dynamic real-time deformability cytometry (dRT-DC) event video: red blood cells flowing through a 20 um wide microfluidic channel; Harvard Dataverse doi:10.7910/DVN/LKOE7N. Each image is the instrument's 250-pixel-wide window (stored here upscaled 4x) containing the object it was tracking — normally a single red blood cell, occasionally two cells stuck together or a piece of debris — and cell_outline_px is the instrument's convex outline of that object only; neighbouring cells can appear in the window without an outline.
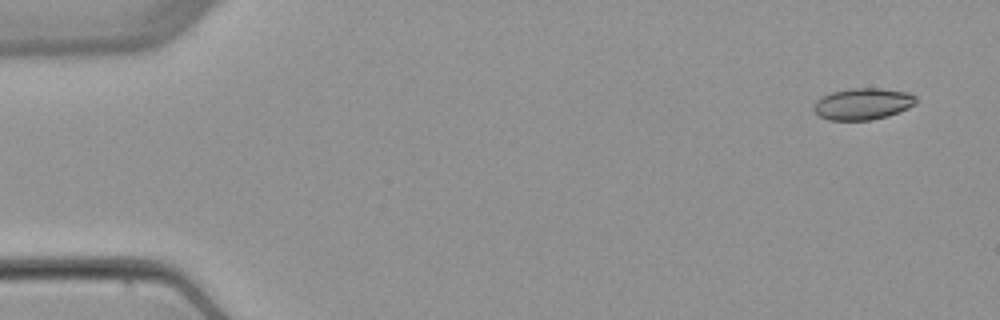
{"species": "common noctule bat (a hibernating species)", "species_latin": "Nyctalus noctula", "temperature_condition": "warm", "stored_images_in_passage": 7, "camera_frame_rate_fps": 3000, "um_per_image_px": 0.085, "animal": {"sex": "female", "body_mass_g": 22.7, "forearm_length_mm": 54.2}, "frame": {"image": 1, "passage_image": 1, "time_ms": 0.0, "image_size_px": [1000, 320], "cell_outline_px": [[916, 104], [908, 108], [888, 116], [872, 120], [828, 120], [820, 116], [812, 108], [816, 100], [820, 96], [832, 92], [852, 88], [880, 88], [912, 92], [916, 96]], "centroid_in_image_um": [73.35, 8.82], "position_along_channel_um": 11.6, "area_um2": 19.07}}
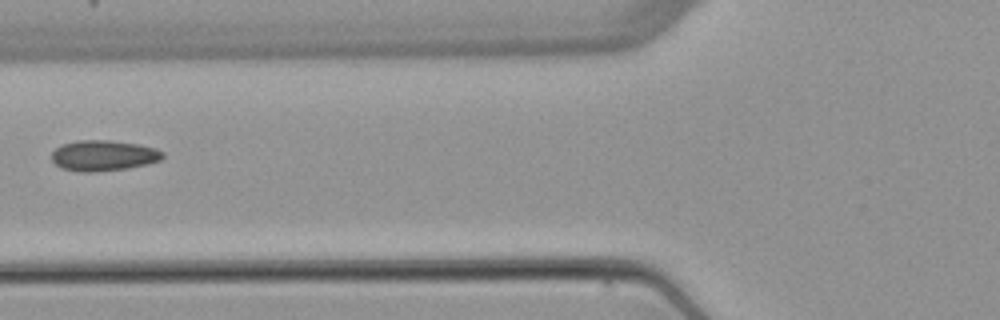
{"frame": {"image": 2, "passage_image": 6, "time_ms": 6.0, "image_size_px": [1000, 320], "cell_outline_px": [[164, 156], [160, 160], [148, 164], [128, 168], [96, 172], [84, 172], [60, 168], [52, 160], [52, 152], [60, 144], [76, 140], [108, 140], [140, 144], [156, 148], [164, 152]], "centroid_in_image_um": [8.8, 13.21], "position_along_channel_um": 117.0, "area_um2": 20.06}}
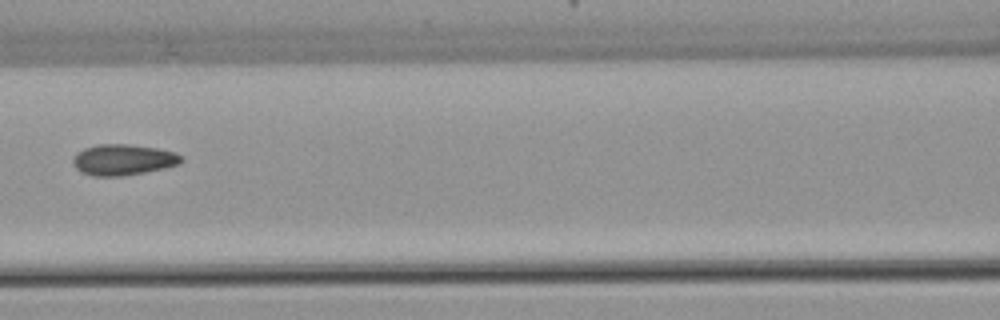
{"frame": {"image": 3, "passage_image": 7, "time_ms": 7.0, "image_size_px": [1000, 320], "cell_outline_px": [[184, 160], [180, 164], [164, 168], [144, 172], [120, 176], [92, 176], [80, 172], [72, 164], [72, 160], [76, 152], [84, 148], [96, 144], [128, 144], [156, 148], [176, 152], [184, 156]], "centroid_in_image_um": [10.46, 13.57], "position_along_channel_um": 156.1, "area_um2": 19.77}}